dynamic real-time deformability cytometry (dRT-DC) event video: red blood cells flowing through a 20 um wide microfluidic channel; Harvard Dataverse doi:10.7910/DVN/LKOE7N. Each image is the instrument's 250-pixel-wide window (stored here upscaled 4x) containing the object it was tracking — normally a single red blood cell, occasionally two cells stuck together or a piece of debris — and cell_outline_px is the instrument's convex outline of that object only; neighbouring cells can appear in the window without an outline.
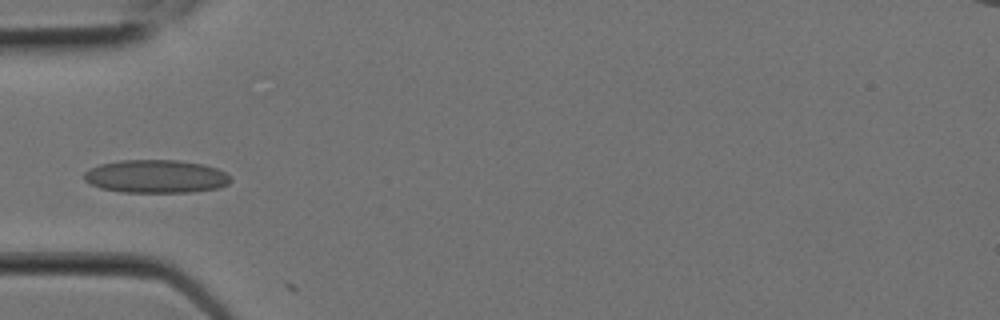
{"species": "Egyptian fruit bat (a non-hibernating species)", "species_latin": "Rousettus aegyptiacus", "temperature_condition": "room temperature", "stored_images_in_passage": 4, "camera_frame_rate_fps": 3000, "um_per_image_px": 0.085, "animal": {"sex": "female"}, "frame": {"image": 1, "passage_image": 2, "time_ms": 0.333, "image_size_px": [1000, 320], "cell_outline_px": [[232, 180], [228, 184], [220, 188], [192, 192], [120, 192], [100, 188], [88, 184], [84, 180], [84, 172], [88, 168], [100, 164], [120, 160], [176, 160], [204, 164], [216, 168], [224, 172]], "centroid_in_image_um": [13.22, 15.0], "position_along_channel_um": 71.8, "area_um2": 28.55}}
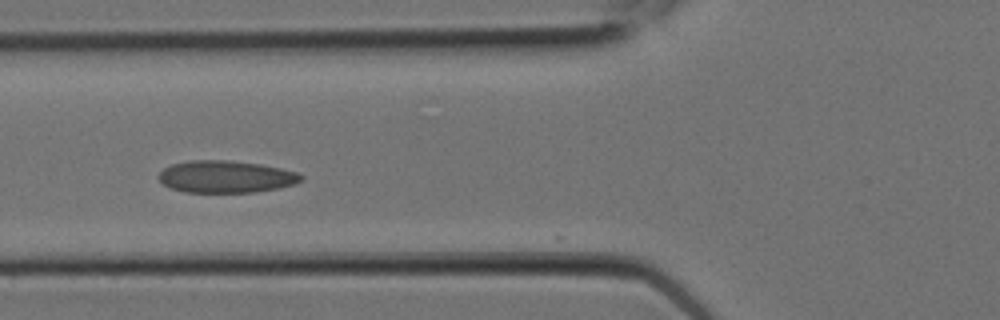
{"frame": {"image": 2, "passage_image": 3, "time_ms": 0.667, "image_size_px": [1000, 320], "cell_outline_px": [[304, 176], [300, 180], [292, 184], [280, 188], [256, 192], [184, 192], [172, 188], [164, 184], [156, 176], [164, 168], [172, 164], [188, 160], [228, 160], [260, 164], [280, 168], [296, 172]], "centroid_in_image_um": [19.17, 15.01], "position_along_channel_um": 106.6, "area_um2": 26.59}}